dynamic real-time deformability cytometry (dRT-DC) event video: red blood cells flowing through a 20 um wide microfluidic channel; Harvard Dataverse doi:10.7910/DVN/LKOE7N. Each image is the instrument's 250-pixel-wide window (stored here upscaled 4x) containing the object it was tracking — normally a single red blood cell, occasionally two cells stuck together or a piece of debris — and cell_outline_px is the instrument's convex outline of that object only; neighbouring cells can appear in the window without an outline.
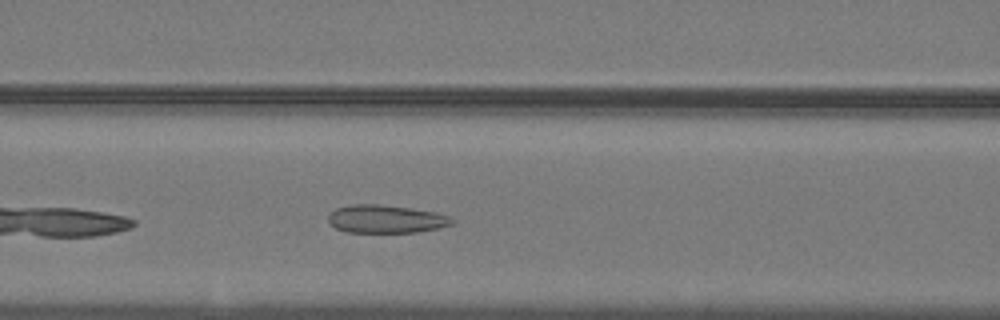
{"species": "common noctule bat (a hibernating species)", "species_latin": "Nyctalus noctula", "temperature_condition": "warm", "stored_images_in_passage": 35, "camera_frame_rate_fps": 3000, "um_per_image_px": 0.085, "animal": {"sex": "male", "body_mass_g": 19.2, "forearm_length_mm": 51.8}, "frame": {"image": 1, "passage_image": 7, "time_ms": 2.0, "image_size_px": [1000, 320], "cell_outline_px": [[456, 220], [452, 224], [436, 228], [416, 232], [348, 232], [336, 228], [328, 220], [328, 212], [336, 208], [352, 204], [376, 204], [408, 208], [436, 212], [448, 216]], "centroid_in_image_um": [32.77, 18.61], "position_along_channel_um": 133.8, "area_um2": 20.06}}
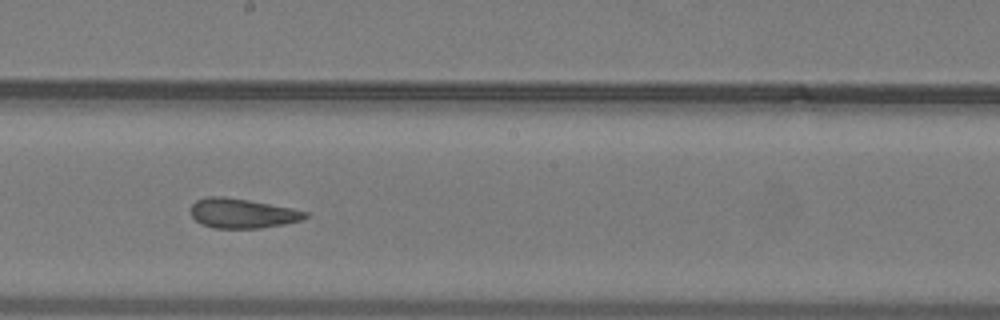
{"frame": {"image": 2, "passage_image": 14, "time_ms": 4.333, "image_size_px": [1000, 320], "cell_outline_px": [[308, 216], [300, 220], [284, 224], [260, 228], [212, 228], [200, 224], [192, 216], [192, 204], [196, 200], [208, 196], [224, 196], [248, 200], [292, 208], [308, 212]], "centroid_in_image_um": [20.57, 18.13], "position_along_channel_um": 227.6, "area_um2": 19.71}}
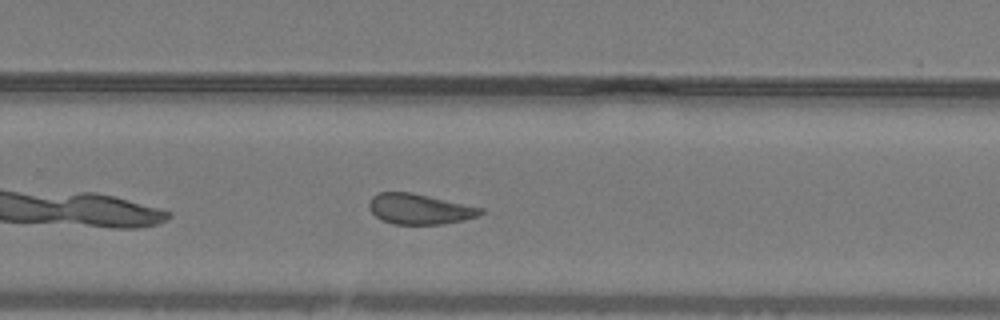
{"frame": {"image": 3, "passage_image": 19, "time_ms": 6.0, "image_size_px": [1000, 320], "cell_outline_px": [[484, 212], [480, 216], [464, 220], [444, 224], [392, 224], [380, 220], [368, 208], [368, 204], [372, 196], [380, 192], [412, 192], [484, 208]], "centroid_in_image_um": [35.67, 17.77], "position_along_channel_um": 294.1, "area_um2": 20.0}, "authors_computed_cell_mechanics": {"area_um2": 20.8658, "velocity_mm_per_s": 4.0255, "shape_relaxation_time_tau1_ms": null, "shape_relaxation_time_tau2_ms": 1.5346, "deformation_change_tau1": null, "deformation_change_tau2": 0.0885}}